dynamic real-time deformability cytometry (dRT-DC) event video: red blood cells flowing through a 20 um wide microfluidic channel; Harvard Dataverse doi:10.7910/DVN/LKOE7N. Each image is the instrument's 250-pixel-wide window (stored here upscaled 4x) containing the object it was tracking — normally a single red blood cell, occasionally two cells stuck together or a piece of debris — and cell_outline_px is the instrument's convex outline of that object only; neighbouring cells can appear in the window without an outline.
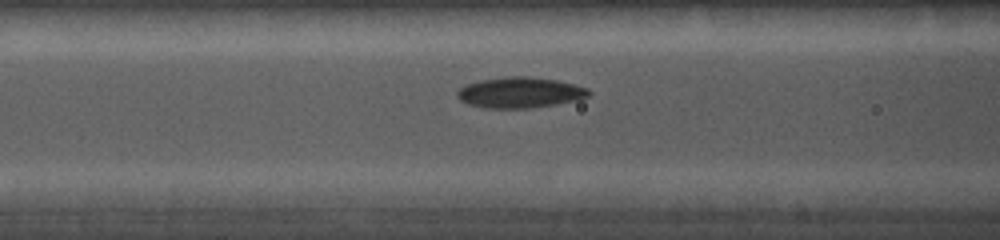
{"species": "common noctule bat (a hibernating species)", "species_latin": "Nyctalus noctula", "temperature_condition": "cold", "stored_images_in_passage": 11, "camera_frame_rate_fps": 5000, "um_per_image_px": 0.085, "animal": {"sex": "female", "body_mass_g": 19.0, "forearm_length_mm": 56.7}, "frame": {"image": 1, "passage_image": 8, "time_ms": 4.0, "image_size_px": [1000, 240], "cell_outline_px": [[592, 92], [588, 96], [580, 100], [532, 108], [484, 108], [468, 104], [460, 100], [456, 96], [456, 92], [464, 84], [480, 80], [504, 76], [528, 76], [556, 80], [588, 88]], "centroid_in_image_um": [44.18, 7.86], "position_along_channel_um": 122.4, "area_um2": 23.81}}